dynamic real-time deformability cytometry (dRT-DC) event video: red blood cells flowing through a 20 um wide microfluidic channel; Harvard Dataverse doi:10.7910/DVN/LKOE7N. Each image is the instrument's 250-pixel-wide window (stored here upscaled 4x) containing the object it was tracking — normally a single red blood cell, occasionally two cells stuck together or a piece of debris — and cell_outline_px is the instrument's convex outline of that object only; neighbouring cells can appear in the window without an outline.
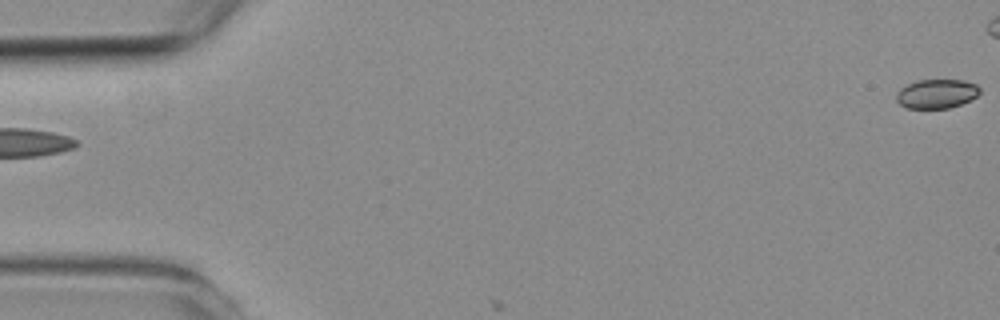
{"species": "common noctule bat (a hibernating species)", "species_latin": "Nyctalus noctula", "temperature_condition": "room temperature", "stored_images_in_passage": 3, "segment_of_instrument_passage": [2, 2], "camera_frame_rate_fps": 3000, "um_per_image_px": 0.085, "animal": {"sex": "female", "body_mass_g": 19.3, "forearm_length_mm": 54.1}, "frame": {"image": 1, "passage_image": 3, "time_ms": 2.333, "image_size_px": [1000, 320], "cell_outline_px": [[980, 92], [976, 96], [960, 104], [948, 108], [908, 108], [900, 104], [896, 100], [896, 92], [900, 88], [916, 80], [964, 80], [976, 84], [980, 88]], "centroid_in_image_um": [79.59, 7.96], "position_along_channel_um": 5.4, "area_um2": 14.1}}